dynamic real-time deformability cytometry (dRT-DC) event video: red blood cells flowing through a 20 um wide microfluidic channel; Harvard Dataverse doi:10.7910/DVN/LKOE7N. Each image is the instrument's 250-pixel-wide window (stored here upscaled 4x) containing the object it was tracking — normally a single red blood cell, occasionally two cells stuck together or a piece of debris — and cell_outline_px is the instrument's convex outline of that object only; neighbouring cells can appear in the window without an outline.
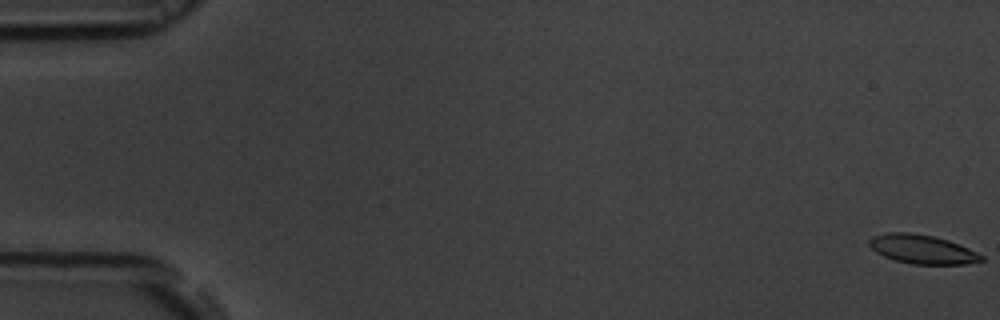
{"species": "common noctule bat (a hibernating species)", "species_latin": "Nyctalus noctula", "temperature_condition": "room temperature", "stored_images_in_passage": 57, "camera_frame_rate_fps": 3000, "um_per_image_px": 0.085, "animal": {"sex": "male", "body_mass_g": 19.5, "forearm_length_mm": 54.6}, "frame": {"image": 1, "passage_image": 1, "time_ms": 0.0, "image_size_px": [1000, 320], "cell_outline_px": [[984, 260], [964, 264], [912, 264], [896, 260], [884, 256], [876, 252], [868, 244], [868, 240], [872, 236], [888, 232], [908, 232], [932, 236], [948, 240], [968, 248], [984, 256]], "centroid_in_image_um": [78.37, 21.18], "position_along_channel_um": 6.6, "area_um2": 18.79}}
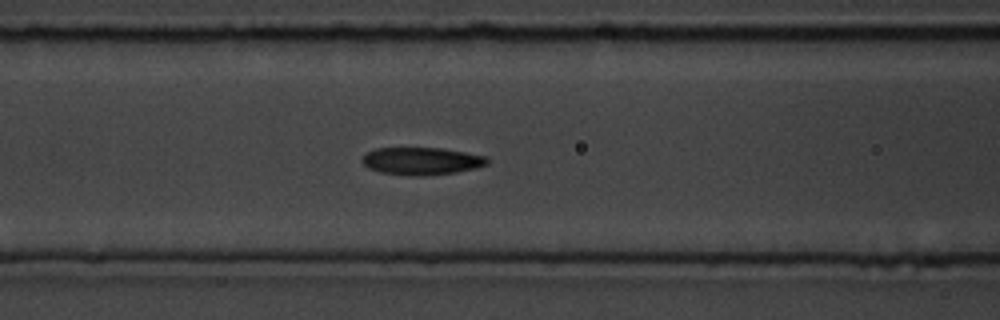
{"frame": {"image": 2, "passage_image": 24, "time_ms": 7.667, "image_size_px": [1000, 320], "cell_outline_px": [[488, 164], [476, 168], [456, 172], [424, 176], [412, 176], [380, 172], [368, 168], [360, 160], [368, 152], [376, 148], [440, 148], [488, 156]], "centroid_in_image_um": [35.84, 13.69], "position_along_channel_um": 130.8, "area_um2": 20.06}}
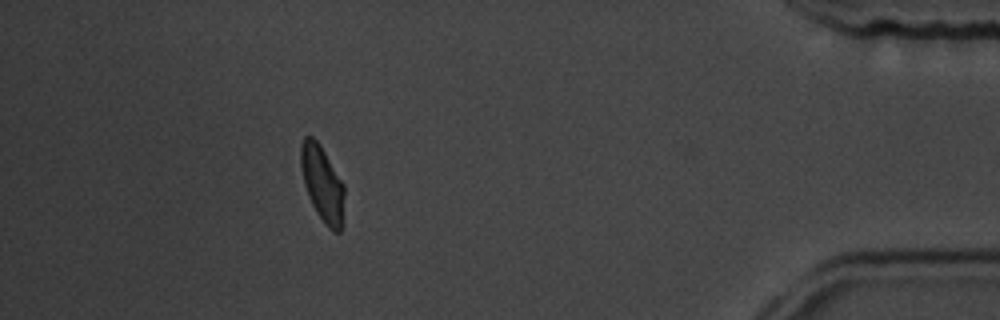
{"frame": {"image": 3, "passage_image": 51, "time_ms": 16.667, "image_size_px": [1000, 320], "cell_outline_px": [[344, 224], [340, 232], [332, 232], [328, 228], [316, 212], [308, 196], [304, 184], [300, 164], [300, 148], [304, 136], [312, 136], [320, 144], [344, 184]], "centroid_in_image_um": [27.42, 15.65], "position_along_channel_um": 407.8, "area_um2": 19.54}, "authors_computed_cell_mechanics": {"area_um2": 19.8254, "velocity_mm_per_s": 3.6625, "shape_relaxation_time_tau1_ms": 6.4717, "shape_relaxation_time_tau2_ms": 3.3538, "deformation_change_tau1": 0.158, "deformation_change_tau2": 0.0887}}